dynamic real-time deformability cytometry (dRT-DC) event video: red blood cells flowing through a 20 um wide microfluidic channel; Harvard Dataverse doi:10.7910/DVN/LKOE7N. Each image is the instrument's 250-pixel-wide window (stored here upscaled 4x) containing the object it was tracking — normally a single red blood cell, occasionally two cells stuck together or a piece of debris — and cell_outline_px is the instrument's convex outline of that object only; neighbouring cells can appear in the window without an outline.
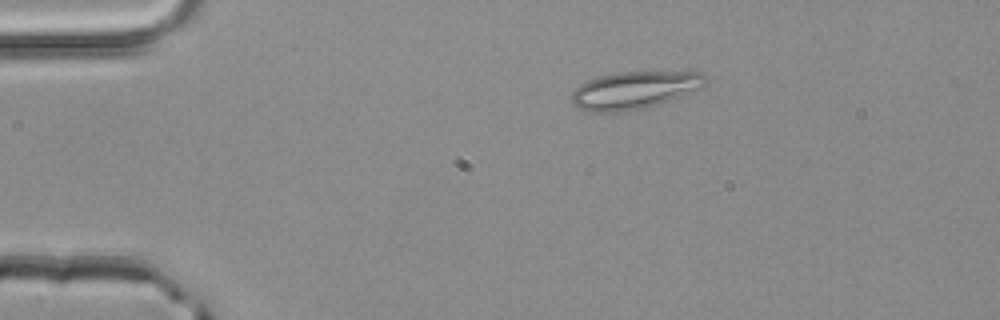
{"species": "common noctule bat (a hibernating species)", "species_latin": "Nyctalus noctula", "temperature_condition": "room temperature", "stored_images_in_passage": 2, "camera_frame_rate_fps": 3000, "um_per_image_px": 0.085, "animal": {"sex": "male", "body_mass_g": 20.4}, "frame": {"image": 1, "passage_image": 1, "time_ms": 0.0, "image_size_px": [1000, 320], "cell_outline_px": [[708, 80], [704, 88], [660, 104], [644, 108], [624, 112], [588, 112], [572, 104], [572, 92], [580, 84], [588, 80], [600, 76], [616, 72], [704, 72], [708, 76]], "centroid_in_image_um": [53.99, 7.67], "position_along_channel_um": 31.0, "area_um2": 29.65}}